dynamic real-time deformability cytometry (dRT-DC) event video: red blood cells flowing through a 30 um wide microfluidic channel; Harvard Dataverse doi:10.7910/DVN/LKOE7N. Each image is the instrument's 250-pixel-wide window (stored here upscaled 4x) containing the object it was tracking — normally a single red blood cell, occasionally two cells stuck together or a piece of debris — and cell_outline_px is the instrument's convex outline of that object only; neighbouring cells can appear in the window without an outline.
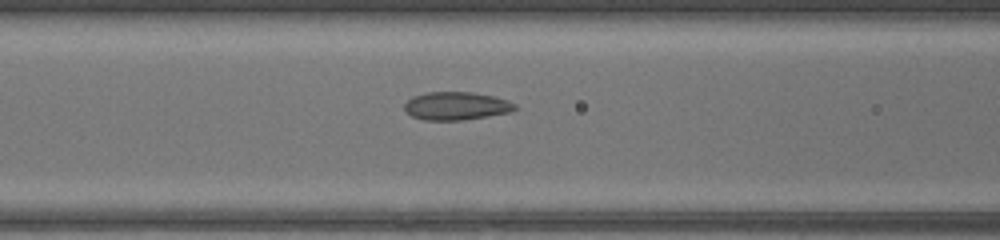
{"species": "common noctule bat (a hibernating species)", "species_latin": "Nyctalus noctula", "temperature_condition": "warm", "stored_images_in_passage": 37, "camera_frame_rate_fps": 3000, "um_per_image_px": 0.085, "animal": {"sex": "female", "body_mass_g": 17.0, "forearm_length_mm": 48.0}, "frame": {"image": 1, "passage_image": 14, "time_ms": 4.333, "image_size_px": [1000, 240], "cell_outline_px": [[516, 108], [508, 112], [488, 116], [464, 120], [424, 120], [412, 116], [404, 108], [404, 104], [412, 96], [428, 92], [472, 92], [492, 96], [508, 100], [516, 104]], "centroid_in_image_um": [38.77, 9.0], "position_along_channel_um": 127.8, "area_um2": 17.98}}
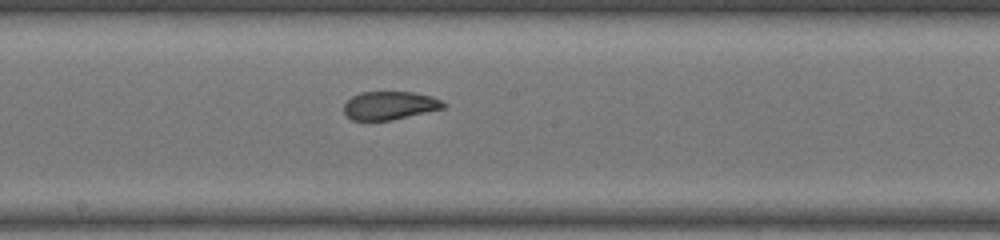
{"frame": {"image": 2, "passage_image": 20, "time_ms": 6.333, "image_size_px": [1000, 240], "cell_outline_px": [[444, 108], [392, 120], [352, 120], [344, 112], [344, 104], [352, 96], [360, 92], [412, 92], [432, 96], [440, 100], [444, 104]], "centroid_in_image_um": [33.1, 8.96], "position_along_channel_um": 215.1, "area_um2": 16.24}}
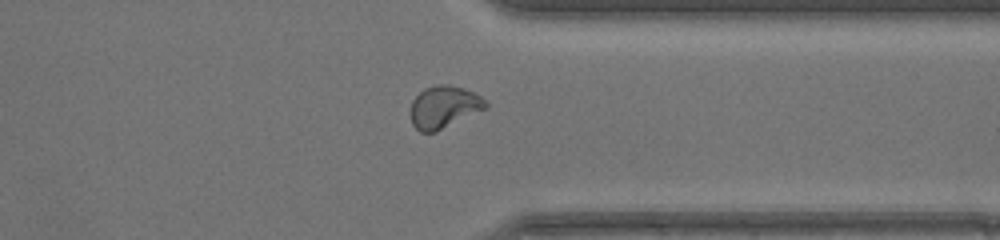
{"frame": {"image": 3, "passage_image": 31, "time_ms": 10.0, "image_size_px": [1000, 240], "cell_outline_px": [[488, 104], [484, 108], [436, 132], [420, 132], [412, 124], [412, 100], [424, 88], [440, 84], [448, 84], [472, 92], [480, 96]], "centroid_in_image_um": [37.7, 9.09], "position_along_channel_um": 373.7, "area_um2": 17.92}, "authors_computed_cell_mechanics": {"area_um2": 17.9758, "velocity_mm_per_s": 4.3692, "shape_relaxation_time_tau1_ms": null, "shape_relaxation_time_tau2_ms": 0.6445, "deformation_change_tau1": null, "deformation_change_tau2": 0.0527}}